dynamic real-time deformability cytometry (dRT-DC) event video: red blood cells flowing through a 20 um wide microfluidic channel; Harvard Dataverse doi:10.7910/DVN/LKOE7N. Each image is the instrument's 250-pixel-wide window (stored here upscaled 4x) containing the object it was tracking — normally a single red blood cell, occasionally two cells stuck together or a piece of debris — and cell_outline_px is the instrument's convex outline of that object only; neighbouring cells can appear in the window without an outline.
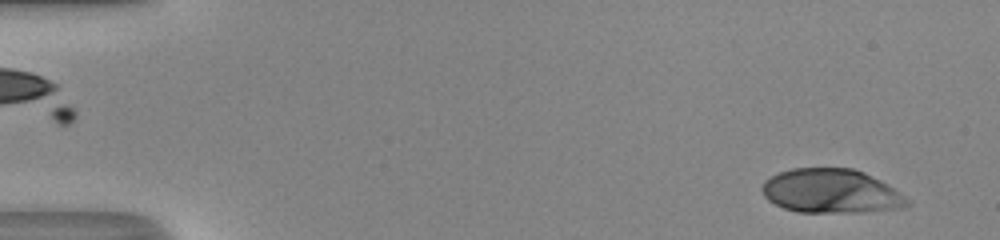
{"species": "human", "species_latin": "Homo sapiens", "temperature_condition": "room temperature", "stored_images_in_passage": 50, "camera_frame_rate_fps": 3000, "um_per_image_px": 0.085, "donor": {"sex": "male"}, "frame": {"image": 1, "passage_image": 3, "time_ms": 0.667, "image_size_px": [1000, 240], "cell_outline_px": [[912, 204], [900, 208], [860, 212], [796, 212], [784, 208], [768, 200], [764, 196], [760, 188], [764, 180], [780, 172], [792, 168], [852, 168], [864, 172], [880, 180], [904, 196]], "centroid_in_image_um": [70.61, 16.25], "position_along_channel_um": 14.4, "area_um2": 37.17}}
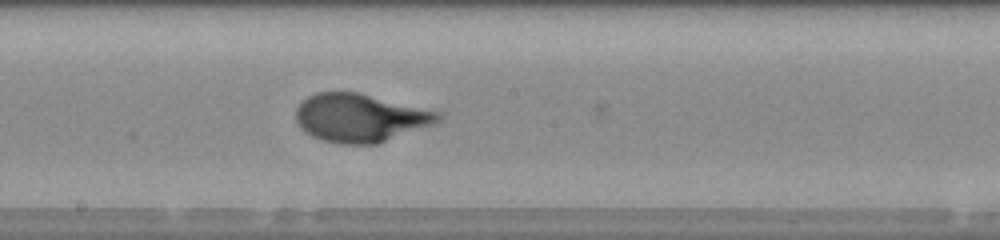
{"frame": {"image": 2, "passage_image": 28, "time_ms": 9.0, "image_size_px": [1000, 240], "cell_outline_px": [[444, 120], [436, 124], [380, 144], [340, 144], [320, 140], [312, 136], [300, 128], [296, 120], [296, 108], [308, 96], [316, 92], [356, 92], [444, 112]], "centroid_in_image_um": [30.7, 10.03], "position_along_channel_um": 217.5, "area_um2": 40.69}}
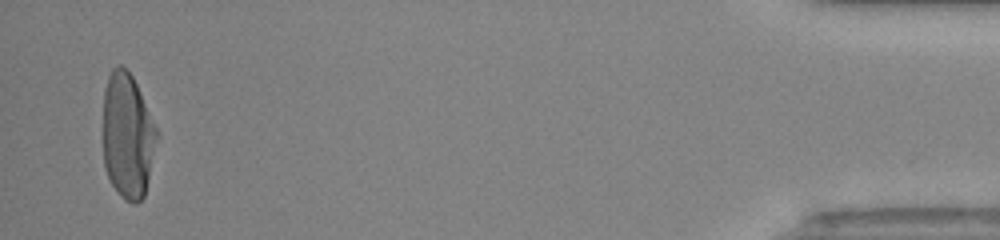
{"frame": {"image": 3, "passage_image": 49, "time_ms": 16.0, "image_size_px": [1000, 240], "cell_outline_px": [[156, 136], [144, 196], [136, 204], [124, 200], [120, 196], [112, 184], [104, 168], [104, 92], [108, 76], [112, 68], [116, 64], [120, 64], [132, 76], [136, 84], [156, 128]], "centroid_in_image_um": [10.8, 11.54], "position_along_channel_um": 424.4, "area_um2": 38.38}, "authors_computed_cell_mechanics": {"area_um2": 38.9572, "velocity_mm_per_s": 4.1358, "shape_relaxation_time_tau1_ms": 3.5424, "shape_relaxation_time_tau2_ms": null, "deformation_change_tau1": 0.2341, "deformation_change_tau2": null}}